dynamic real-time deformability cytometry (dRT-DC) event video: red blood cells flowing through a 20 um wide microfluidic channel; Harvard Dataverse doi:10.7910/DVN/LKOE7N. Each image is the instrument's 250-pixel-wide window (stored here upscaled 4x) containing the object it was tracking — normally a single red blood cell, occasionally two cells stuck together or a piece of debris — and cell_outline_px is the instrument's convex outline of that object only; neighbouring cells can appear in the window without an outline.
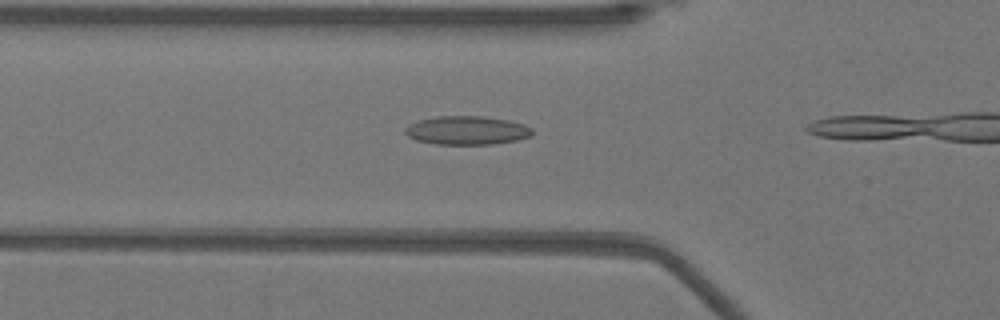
{"species": "Egyptian fruit bat (a non-hibernating species)", "species_latin": "Rousettus aegyptiacus", "temperature_condition": "warm", "stored_images_in_passage": 7, "camera_frame_rate_fps": 3000, "um_per_image_px": 0.085, "animal": {"sex": "female"}, "frame": {"image": 1, "passage_image": 5, "time_ms": 1.333, "image_size_px": [1000, 320], "cell_outline_px": [[532, 136], [516, 140], [492, 144], [436, 144], [416, 140], [408, 136], [404, 132], [404, 128], [408, 124], [420, 120], [436, 116], [484, 116], [508, 120], [524, 124], [532, 128]], "centroid_in_image_um": [39.67, 11.08], "position_along_channel_um": 86.1, "area_um2": 21.27}}